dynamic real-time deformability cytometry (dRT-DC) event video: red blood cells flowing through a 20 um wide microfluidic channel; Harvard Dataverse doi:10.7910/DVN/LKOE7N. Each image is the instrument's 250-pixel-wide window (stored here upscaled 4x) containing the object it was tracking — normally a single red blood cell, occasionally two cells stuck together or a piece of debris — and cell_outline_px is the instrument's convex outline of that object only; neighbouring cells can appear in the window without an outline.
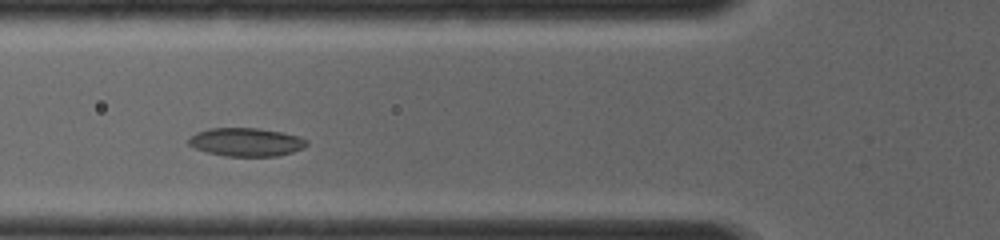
{"species": "common noctule bat (a hibernating species)", "species_latin": "Nyctalus noctula", "temperature_condition": "room temperature", "stored_images_in_passage": 38, "camera_frame_rate_fps": 4000, "um_per_image_px": 0.085, "animal": {"sex": "female", "body_mass_g": 19.0, "forearm_length_mm": 56.7}, "frame": {"image": 1, "passage_image": 10, "time_ms": 2.25, "image_size_px": [1000, 240], "cell_outline_px": [[308, 144], [304, 148], [292, 152], [276, 156], [224, 156], [208, 152], [196, 148], [188, 144], [188, 140], [196, 132], [208, 128], [260, 128], [300, 136], [308, 140]], "centroid_in_image_um": [20.95, 12.07], "position_along_channel_um": 104.9, "area_um2": 19.54}}
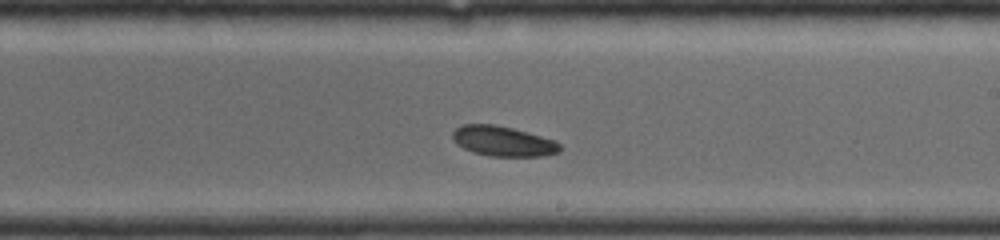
{"frame": {"image": 2, "passage_image": 22, "time_ms": 5.25, "image_size_px": [1000, 240], "cell_outline_px": [[560, 152], [540, 156], [488, 156], [472, 152], [456, 144], [452, 136], [452, 132], [456, 128], [464, 124], [496, 124], [512, 128], [556, 140], [560, 144]], "centroid_in_image_um": [42.75, 12.0], "position_along_channel_um": 246.3, "area_um2": 18.84}}
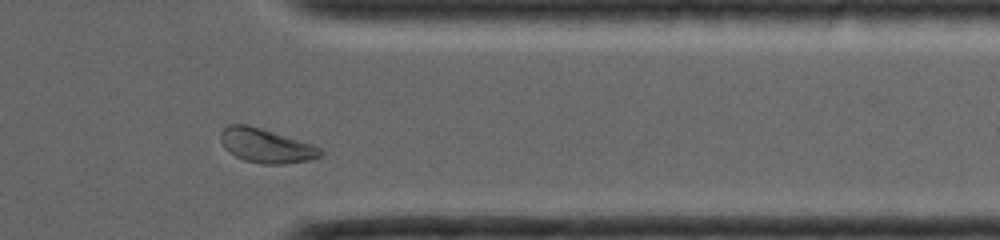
{"frame": {"image": 3, "passage_image": 34, "time_ms": 8.25, "image_size_px": [1000, 240], "cell_outline_px": [[324, 156], [308, 160], [284, 164], [260, 164], [244, 160], [236, 156], [224, 148], [220, 140], [220, 132], [228, 124], [248, 124], [312, 144], [320, 148], [324, 152]], "centroid_in_image_um": [22.61, 12.38], "position_along_channel_um": 388.8, "area_um2": 19.94}}